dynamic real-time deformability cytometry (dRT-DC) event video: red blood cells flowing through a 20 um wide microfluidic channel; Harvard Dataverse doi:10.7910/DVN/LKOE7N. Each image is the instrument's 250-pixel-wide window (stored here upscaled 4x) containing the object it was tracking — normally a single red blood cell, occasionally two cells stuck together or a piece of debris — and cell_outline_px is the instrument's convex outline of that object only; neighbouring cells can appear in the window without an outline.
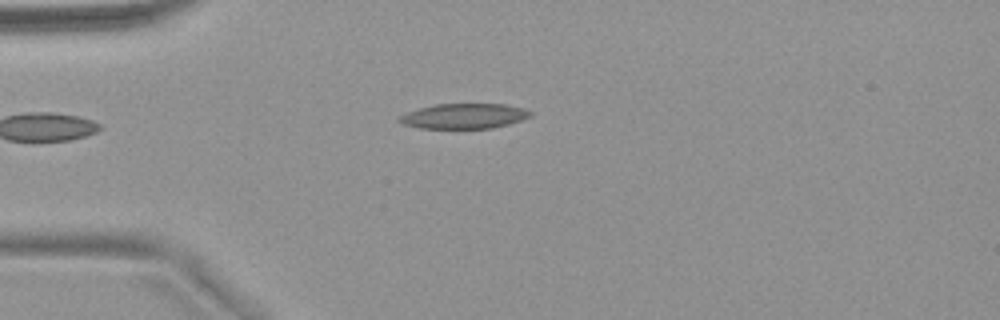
{"species": "common noctule bat (a hibernating species)", "species_latin": "Nyctalus noctula", "temperature_condition": "warm", "stored_images_in_passage": 34, "camera_frame_rate_fps": 3000, "um_per_image_px": 0.085, "animal": {"sex": "female", "body_mass_g": 18.4}, "frame": {"image": 1, "passage_image": 1, "time_ms": 0.0, "image_size_px": [1000, 320], "cell_outline_px": [[532, 116], [508, 124], [492, 128], [420, 128], [404, 124], [396, 120], [400, 116], [408, 112], [420, 108], [436, 104], [508, 104], [524, 108], [532, 112]], "centroid_in_image_um": [39.47, 9.86], "position_along_channel_um": 45.5, "area_um2": 19.07}}
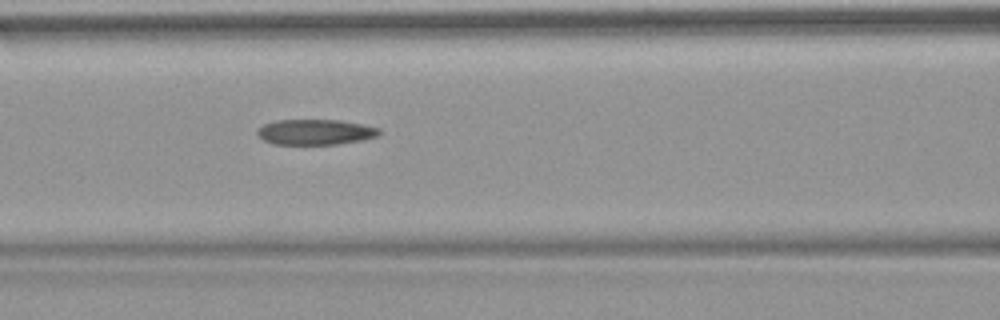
{"frame": {"image": 2, "passage_image": 10, "time_ms": 3.0, "image_size_px": [1000, 320], "cell_outline_px": [[380, 132], [376, 136], [360, 140], [336, 144], [272, 144], [264, 140], [256, 132], [264, 124], [276, 120], [340, 120], [380, 128]], "centroid_in_image_um": [26.78, 11.22], "position_along_channel_um": 139.8, "area_um2": 17.8}, "authors_computed_cell_mechanics": {"area_um2": 19.1896, "velocity_mm_per_s": 3.7749, "shape_relaxation_time_tau1_ms": null, "shape_relaxation_time_tau2_ms": 3.0163, "deformation_change_tau1": null, "deformation_change_tau2": 0.1007}}